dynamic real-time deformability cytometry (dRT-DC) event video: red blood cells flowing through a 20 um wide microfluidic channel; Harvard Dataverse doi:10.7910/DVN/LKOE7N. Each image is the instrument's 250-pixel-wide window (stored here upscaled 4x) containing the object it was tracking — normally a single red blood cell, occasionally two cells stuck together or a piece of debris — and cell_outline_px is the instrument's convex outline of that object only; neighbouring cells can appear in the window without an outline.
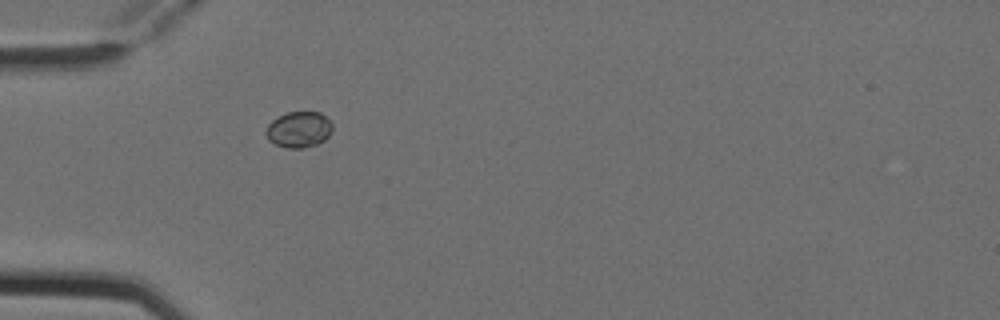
{"species": "Egyptian fruit bat (a non-hibernating species)", "species_latin": "Rousettus aegyptiacus", "temperature_condition": "cold", "stored_images_in_passage": 2, "camera_frame_rate_fps": 3000, "um_per_image_px": 0.085, "animal": {"sex": "female"}, "frame": {"image": 1, "passage_image": 1, "time_ms": 0.0, "image_size_px": [1000, 320], "cell_outline_px": [[332, 132], [324, 140], [316, 144], [304, 148], [288, 148], [276, 144], [268, 140], [264, 132], [268, 124], [272, 120], [288, 112], [320, 112], [332, 124]], "centroid_in_image_um": [25.39, 11.02], "position_along_channel_um": 59.6, "area_um2": 13.87}}
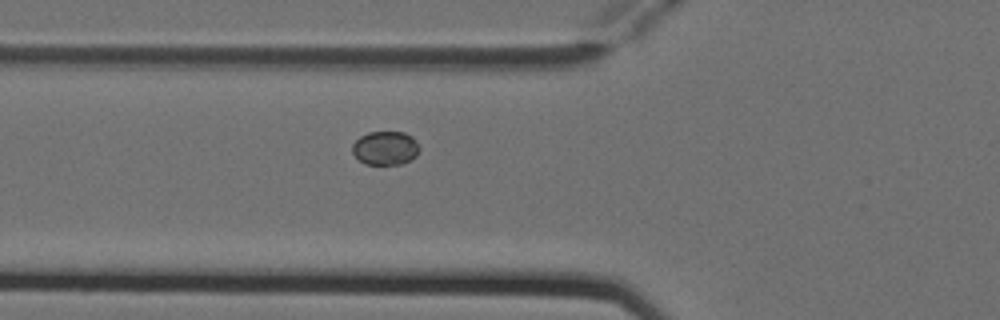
{"frame": {"image": 2, "passage_image": 2, "time_ms": 0.333, "image_size_px": [1000, 320], "cell_outline_px": [[420, 148], [416, 156], [400, 164], [364, 164], [352, 152], [352, 144], [360, 136], [368, 132], [404, 132], [412, 136]], "centroid_in_image_um": [32.74, 12.57], "position_along_channel_um": 93.1, "area_um2": 13.12}}